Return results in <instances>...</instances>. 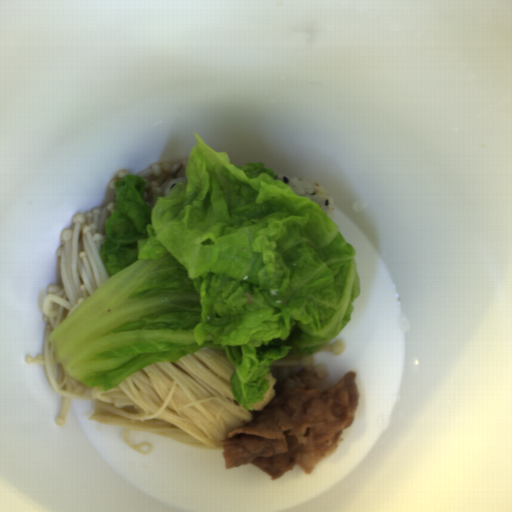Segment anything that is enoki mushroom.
<instances>
[{
  "label": "enoki mushroom",
  "mask_w": 512,
  "mask_h": 512,
  "mask_svg": "<svg viewBox=\"0 0 512 512\" xmlns=\"http://www.w3.org/2000/svg\"><path fill=\"white\" fill-rule=\"evenodd\" d=\"M115 204L77 212L60 234L58 255L60 285H49L40 310L46 327L42 353L25 355L26 364L45 366L50 389L61 396L55 422L67 423L72 399L95 401L88 420L123 426L124 442L141 455H150L151 443H132L131 431L167 437L204 451L223 452L220 440L253 420L250 410L232 393L235 369L224 350L200 347L178 361L151 363L133 371L114 386L96 390L70 376L48 340L108 278L100 253L104 225L114 215Z\"/></svg>",
  "instance_id": "enoki-mushroom-1"
},
{
  "label": "enoki mushroom",
  "mask_w": 512,
  "mask_h": 512,
  "mask_svg": "<svg viewBox=\"0 0 512 512\" xmlns=\"http://www.w3.org/2000/svg\"><path fill=\"white\" fill-rule=\"evenodd\" d=\"M314 358L311 353H290L279 361L273 362L265 381L267 383L266 395L252 404L251 410L262 411L273 399L274 387L284 379L295 376L305 368H312Z\"/></svg>",
  "instance_id": "enoki-mushroom-2"
},
{
  "label": "enoki mushroom",
  "mask_w": 512,
  "mask_h": 512,
  "mask_svg": "<svg viewBox=\"0 0 512 512\" xmlns=\"http://www.w3.org/2000/svg\"><path fill=\"white\" fill-rule=\"evenodd\" d=\"M174 165L167 162H156L150 167L136 174L142 176L147 182L144 198L151 204H155L158 197H163L166 193L165 185L170 180L172 168Z\"/></svg>",
  "instance_id": "enoki-mushroom-3"
},
{
  "label": "enoki mushroom",
  "mask_w": 512,
  "mask_h": 512,
  "mask_svg": "<svg viewBox=\"0 0 512 512\" xmlns=\"http://www.w3.org/2000/svg\"><path fill=\"white\" fill-rule=\"evenodd\" d=\"M347 342H344L342 339H338L334 343H327L326 346L320 350L313 351L315 353H328L338 355L344 352L346 348Z\"/></svg>",
  "instance_id": "enoki-mushroom-4"
},
{
  "label": "enoki mushroom",
  "mask_w": 512,
  "mask_h": 512,
  "mask_svg": "<svg viewBox=\"0 0 512 512\" xmlns=\"http://www.w3.org/2000/svg\"><path fill=\"white\" fill-rule=\"evenodd\" d=\"M125 176H129V170L119 171L118 173H116L115 178H110V180L108 182V187L113 189L114 195H117L116 181L120 180L121 178H123Z\"/></svg>",
  "instance_id": "enoki-mushroom-5"
}]
</instances>
